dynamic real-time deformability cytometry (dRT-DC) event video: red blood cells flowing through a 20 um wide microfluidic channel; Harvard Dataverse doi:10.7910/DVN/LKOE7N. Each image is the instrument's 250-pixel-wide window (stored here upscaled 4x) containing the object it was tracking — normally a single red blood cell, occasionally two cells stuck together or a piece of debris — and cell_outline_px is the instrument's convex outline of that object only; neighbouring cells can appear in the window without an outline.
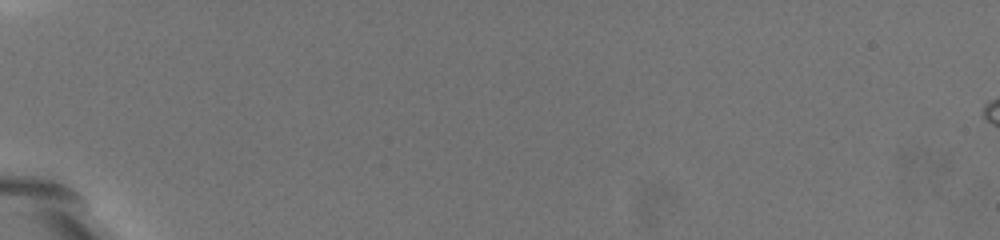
{"species": "common noctule bat (a hibernating species)", "species_latin": "Nyctalus noctula", "temperature_condition": "warm", "stored_images_in_passage": 6, "camera_frame_rate_fps": 3000, "um_per_image_px": 0.085, "animal": {"sex": "female", "body_mass_g": 19.5, "forearm_length_mm": 54.1}, "frame": {"image": 1, "passage_image": 1, "time_ms": 0.0, "image_size_px": [1000, 240], "cell_outline_px": [[272, 200], [268, 204], [248, 204], [196, 152], [184, 132], [188, 116], [200, 112], [240, 148], [260, 168]], "centroid_in_image_um": [19.32, 13.59], "position_along_channel_um": 65.7, "area_um2": 24.68}}